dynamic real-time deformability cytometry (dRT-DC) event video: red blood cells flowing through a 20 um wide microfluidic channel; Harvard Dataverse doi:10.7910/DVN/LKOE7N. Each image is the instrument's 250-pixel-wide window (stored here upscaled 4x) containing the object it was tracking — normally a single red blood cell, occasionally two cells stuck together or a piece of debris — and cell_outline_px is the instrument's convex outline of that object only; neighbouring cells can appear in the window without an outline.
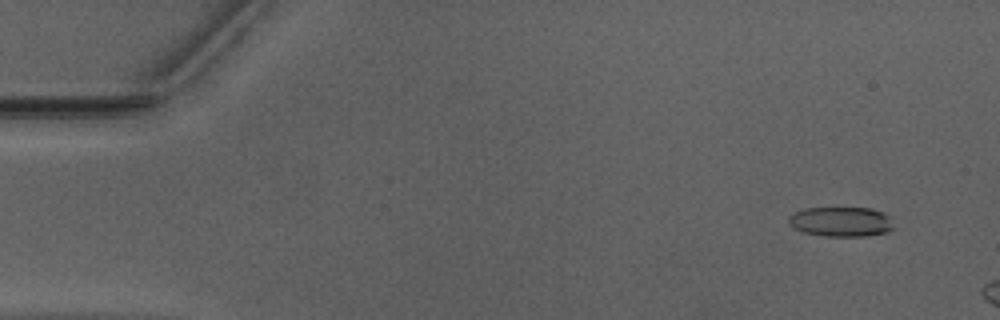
{"species": "Egyptian fruit bat (a non-hibernating species)", "species_latin": "Rousettus aegyptiacus", "temperature_condition": "warm", "stored_images_in_passage": 9, "camera_frame_rate_fps": 3000, "um_per_image_px": 0.085, "animal": {"sex": "male"}, "frame": {"image": 1, "passage_image": 4, "time_ms": 1.0, "image_size_px": [1000, 320], "cell_outline_px": [[896, 228], [888, 232], [864, 236], [824, 236], [804, 232], [788, 224], [788, 216], [804, 208], [872, 208], [884, 212], [892, 216]], "centroid_in_image_um": [71.57, 18.84], "position_along_channel_um": 13.4, "area_um2": 18.55}}